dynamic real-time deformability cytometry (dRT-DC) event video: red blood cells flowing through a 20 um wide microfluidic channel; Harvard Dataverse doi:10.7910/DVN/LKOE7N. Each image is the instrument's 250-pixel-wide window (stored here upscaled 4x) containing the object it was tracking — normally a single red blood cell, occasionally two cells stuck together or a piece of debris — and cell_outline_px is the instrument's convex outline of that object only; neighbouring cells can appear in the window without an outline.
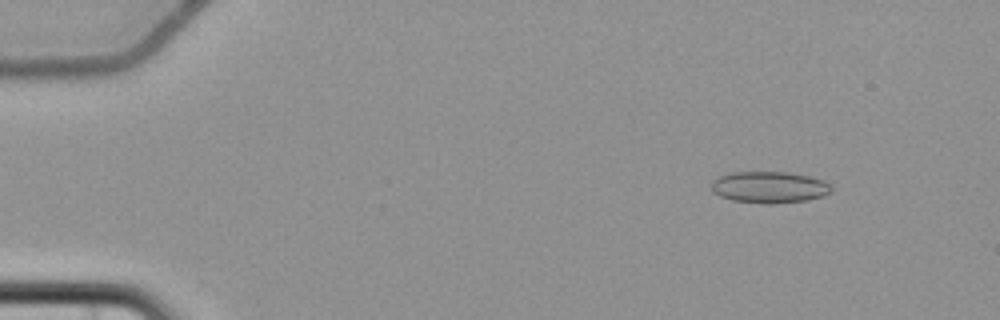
{"species": "common noctule bat (a hibernating species)", "species_latin": "Nyctalus noctula", "temperature_condition": "cold", "stored_images_in_passage": 5, "camera_frame_rate_fps": 3000, "um_per_image_px": 0.085, "animal": {"sex": "female", "body_mass_g": 22.7, "forearm_length_mm": 54.2}, "frame": {"image": 1, "passage_image": 2, "time_ms": 1.333, "image_size_px": [1000, 320], "cell_outline_px": [[832, 192], [808, 200], [772, 204], [764, 204], [732, 200], [720, 196], [712, 192], [712, 180], [720, 176], [732, 172], [788, 172], [808, 176], [824, 180], [832, 188]], "centroid_in_image_um": [65.38, 15.92], "position_along_channel_um": 19.6, "area_um2": 22.08}}
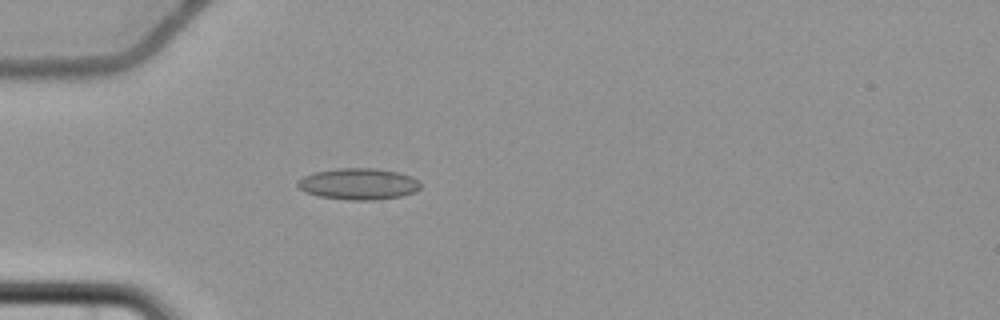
{"frame": {"image": 2, "passage_image": 5, "time_ms": 5.0, "image_size_px": [1000, 320], "cell_outline_px": [[420, 188], [416, 192], [400, 196], [376, 200], [348, 200], [320, 196], [304, 192], [296, 184], [296, 180], [312, 172], [336, 168], [376, 168], [396, 172], [412, 176], [420, 184]], "centroid_in_image_um": [30.44, 15.63], "position_along_channel_um": 54.6, "area_um2": 22.6}}